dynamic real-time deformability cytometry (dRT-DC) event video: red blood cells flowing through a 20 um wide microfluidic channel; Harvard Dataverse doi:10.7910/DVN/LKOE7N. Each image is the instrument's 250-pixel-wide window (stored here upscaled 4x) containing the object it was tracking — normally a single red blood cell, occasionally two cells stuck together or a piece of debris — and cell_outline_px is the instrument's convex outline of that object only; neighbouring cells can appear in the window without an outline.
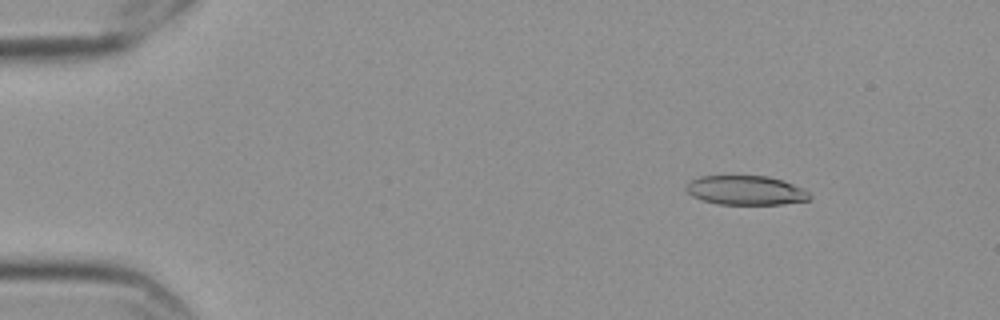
{"species": "Egyptian fruit bat (a non-hibernating species)", "species_latin": "Rousettus aegyptiacus", "temperature_condition": "cold", "stored_images_in_passage": 58, "camera_frame_rate_fps": 3000, "um_per_image_px": 0.085, "frame": {"image": 1, "passage_image": 8, "time_ms": 2.333, "image_size_px": [1000, 320], "cell_outline_px": [[812, 196], [808, 200], [784, 204], [720, 204], [700, 200], [692, 196], [684, 188], [684, 184], [700, 176], [768, 176], [784, 180], [804, 188]], "centroid_in_image_um": [63.39, 16.17], "position_along_channel_um": 21.6, "area_um2": 21.27}}
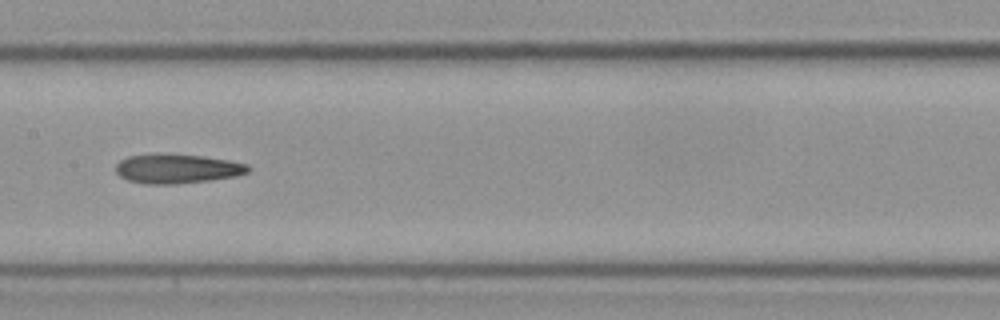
{"frame": {"image": 2, "passage_image": 30, "time_ms": 9.667, "image_size_px": [1000, 320], "cell_outline_px": [[252, 168], [248, 172], [236, 176], [212, 180], [176, 184], [144, 184], [128, 180], [120, 176], [116, 172], [116, 164], [120, 160], [128, 156], [204, 156], [228, 160], [248, 164]], "centroid_in_image_um": [15.11, 14.38], "position_along_channel_um": 192.3, "area_um2": 22.02}}
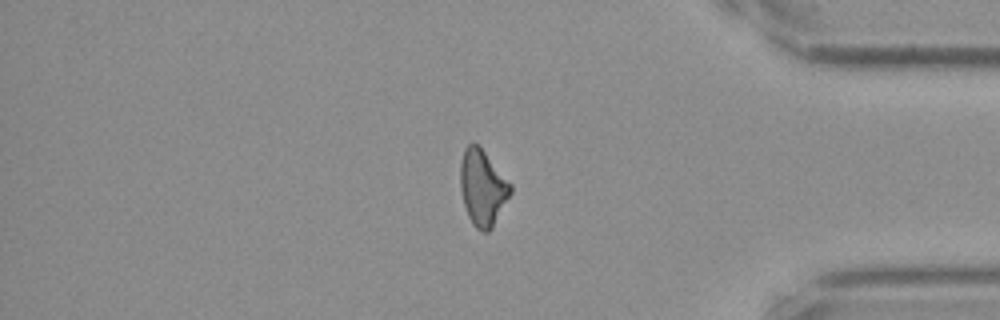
{"frame": {"image": 3, "passage_image": 49, "time_ms": 16.0, "image_size_px": [1000, 320], "cell_outline_px": [[512, 192], [492, 228], [488, 232], [480, 232], [472, 224], [468, 216], [464, 204], [460, 188], [460, 164], [464, 148], [468, 144], [476, 144], [484, 152], [512, 184]], "centroid_in_image_um": [41.02, 15.99], "position_along_channel_um": 394.2, "area_um2": 22.08}}